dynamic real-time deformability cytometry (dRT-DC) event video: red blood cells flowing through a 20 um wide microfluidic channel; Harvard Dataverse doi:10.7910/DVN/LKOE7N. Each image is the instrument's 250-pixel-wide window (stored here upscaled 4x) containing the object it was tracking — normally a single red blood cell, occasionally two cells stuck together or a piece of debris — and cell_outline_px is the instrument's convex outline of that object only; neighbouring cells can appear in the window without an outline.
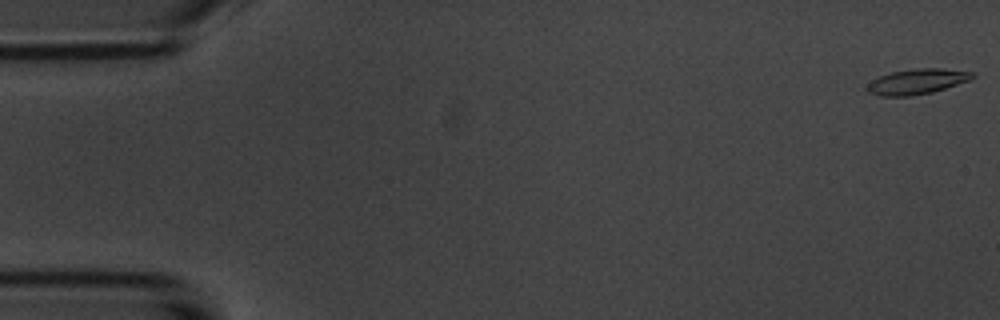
{"species": "common noctule bat (a hibernating species)", "species_latin": "Nyctalus noctula", "temperature_condition": "room temperature", "stored_images_in_passage": 5, "camera_frame_rate_fps": 3000, "um_per_image_px": 0.085, "animal": {"sex": "male", "body_mass_g": 20.1, "forearm_length_mm": 53.5}, "frame": {"image": 1, "passage_image": 1, "time_ms": 0.0, "image_size_px": [1000, 320], "cell_outline_px": [[976, 76], [968, 80], [932, 92], [912, 96], [880, 96], [868, 92], [864, 88], [872, 80], [880, 76], [892, 72], [916, 68], [940, 68], [976, 72]], "centroid_in_image_um": [77.93, 6.93], "position_along_channel_um": 7.1, "area_um2": 15.49}}
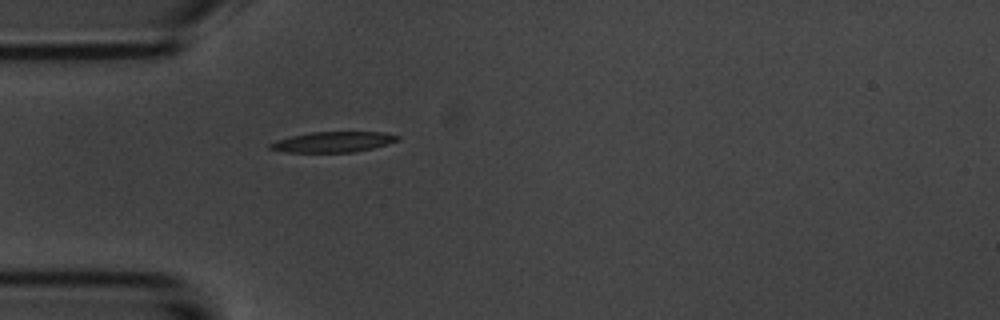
{"frame": {"image": 2, "passage_image": 5, "time_ms": 5.0, "image_size_px": [1000, 320], "cell_outline_px": [[400, 140], [388, 144], [372, 148], [352, 152], [288, 152], [268, 148], [268, 144], [276, 140], [292, 136], [312, 132], [384, 132], [400, 136]], "centroid_in_image_um": [28.34, 12.06], "position_along_channel_um": 56.7, "area_um2": 15.14}}